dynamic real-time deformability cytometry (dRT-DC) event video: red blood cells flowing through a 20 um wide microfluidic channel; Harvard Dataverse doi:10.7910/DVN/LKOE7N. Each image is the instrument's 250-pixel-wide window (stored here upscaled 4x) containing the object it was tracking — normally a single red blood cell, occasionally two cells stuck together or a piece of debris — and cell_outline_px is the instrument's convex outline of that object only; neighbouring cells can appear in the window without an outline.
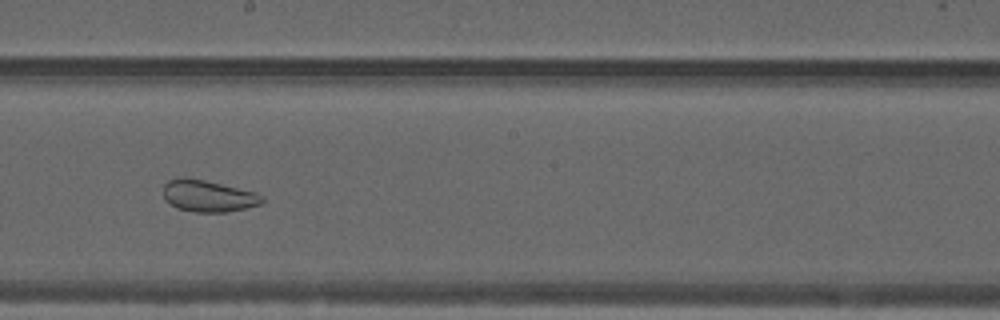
{"species": "common noctule bat (a hibernating species)", "species_latin": "Nyctalus noctula", "temperature_condition": "warm", "stored_images_in_passage": 40, "camera_frame_rate_fps": 3000, "um_per_image_px": 0.085, "animal": {"sex": "male", "forearm_length_mm": 52.5}, "frame": {"image": 1, "passage_image": 18, "time_ms": 5.667, "image_size_px": [1000, 320], "cell_outline_px": [[264, 200], [260, 204], [228, 212], [196, 212], [176, 208], [164, 200], [164, 184], [168, 180], [180, 176], [184, 176], [204, 180], [256, 192], [264, 196]], "centroid_in_image_um": [17.67, 16.65], "position_along_channel_um": 230.5, "area_um2": 18.38}}
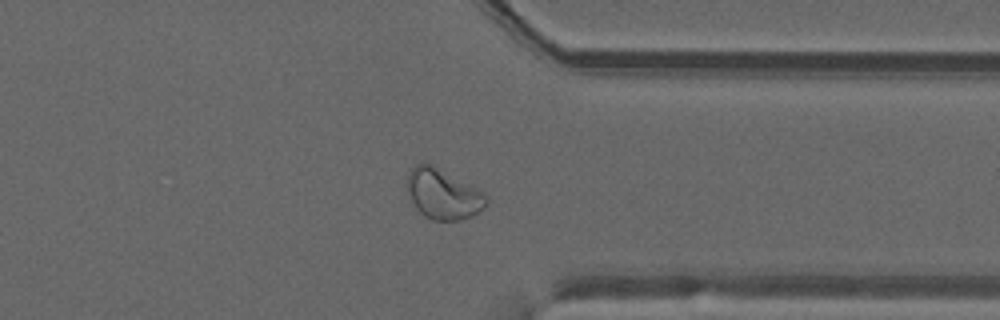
{"frame": {"image": 2, "passage_image": 29, "time_ms": 9.333, "image_size_px": [1000, 320], "cell_outline_px": [[488, 204], [472, 216], [460, 220], [432, 220], [424, 216], [416, 208], [408, 192], [408, 176], [412, 168], [416, 164], [432, 164], [484, 192], [488, 196]], "centroid_in_image_um": [37.69, 16.51], "position_along_channel_um": 373.7, "area_um2": 22.89}, "authors_computed_cell_mechanics": {"area_um2": 24.2182, "velocity_mm_per_s": 3.9951, "shape_relaxation_time_tau1_ms": null, "shape_relaxation_time_tau2_ms": 1.6839, "deformation_change_tau1": null, "deformation_change_tau2": 0.0738}}